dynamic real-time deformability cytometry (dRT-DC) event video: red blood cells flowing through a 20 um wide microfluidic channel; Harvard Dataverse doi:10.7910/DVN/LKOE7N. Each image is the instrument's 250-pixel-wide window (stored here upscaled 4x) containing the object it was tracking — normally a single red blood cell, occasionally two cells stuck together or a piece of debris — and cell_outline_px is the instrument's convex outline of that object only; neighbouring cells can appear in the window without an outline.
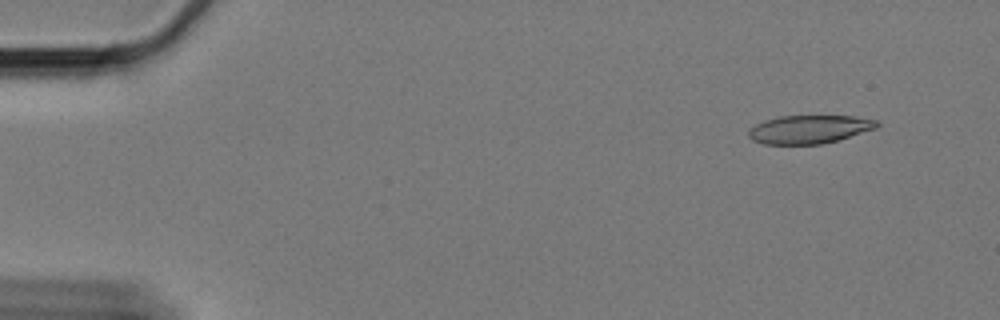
{"species": "Egyptian fruit bat (a non-hibernating species)", "species_latin": "Rousettus aegyptiacus", "temperature_condition": "cold", "stored_images_in_passage": 61, "camera_frame_rate_fps": 3000, "um_per_image_px": 0.085, "animal": {"sex": "female"}, "frame": {"image": 1, "passage_image": 5, "time_ms": 1.333, "image_size_px": [1000, 320], "cell_outline_px": [[880, 124], [876, 128], [836, 140], [820, 144], [764, 144], [752, 140], [748, 136], [748, 132], [756, 124], [764, 120], [780, 116], [852, 116], [876, 120]], "centroid_in_image_um": [68.76, 10.99], "position_along_channel_um": 16.2, "area_um2": 20.92}}
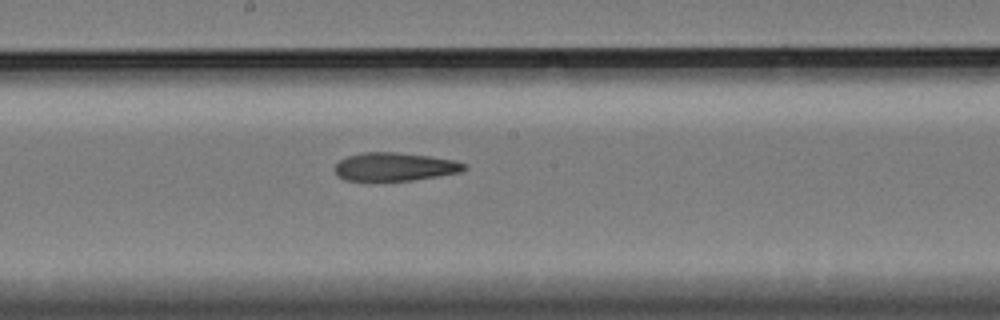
{"frame": {"image": 2, "passage_image": 33, "time_ms": 10.667, "image_size_px": [1000, 320], "cell_outline_px": [[468, 168], [460, 172], [412, 180], [344, 180], [336, 176], [336, 164], [340, 160], [348, 156], [364, 152], [396, 152], [428, 156], [456, 160], [468, 164]], "centroid_in_image_um": [33.58, 14.17], "position_along_channel_um": 214.6, "area_um2": 21.21}}
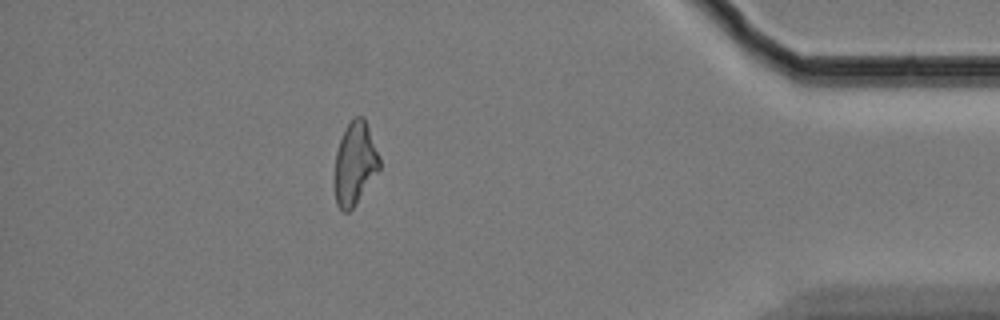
{"frame": {"image": 3, "passage_image": 54, "time_ms": 17.667, "image_size_px": [1000, 320], "cell_outline_px": [[380, 168], [352, 208], [348, 212], [344, 212], [336, 204], [332, 184], [336, 152], [340, 140], [352, 116], [364, 116], [380, 160]], "centroid_in_image_um": [30.11, 13.91], "position_along_channel_um": 405.1, "area_um2": 21.68}, "authors_computed_cell_mechanics": {"area_um2": 22.4842, "velocity_mm_per_s": 3.2912, "shape_relaxation_time_tau1_ms": null, "shape_relaxation_time_tau2_ms": 7.6431, "deformation_change_tau1": null, "deformation_change_tau2": 0.1898}}